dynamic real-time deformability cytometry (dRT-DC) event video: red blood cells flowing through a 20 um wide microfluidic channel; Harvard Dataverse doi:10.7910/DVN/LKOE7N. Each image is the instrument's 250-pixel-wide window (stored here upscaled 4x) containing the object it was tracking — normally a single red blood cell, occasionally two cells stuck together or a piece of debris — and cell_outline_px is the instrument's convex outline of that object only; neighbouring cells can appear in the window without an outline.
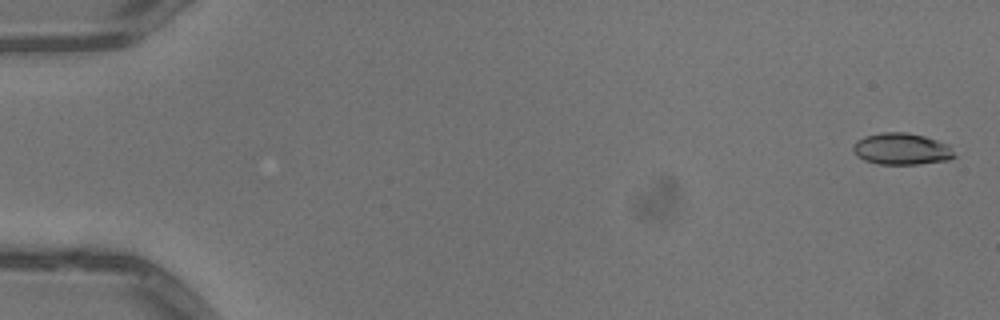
{"species": "common noctule bat (a hibernating species)", "species_latin": "Nyctalus noctula", "temperature_condition": "warm", "stored_images_in_passage": 12, "camera_frame_rate_fps": 3000, "um_per_image_px": 0.085, "animal": {"sex": "male", "body_mass_g": 13.3}, "frame": {"image": 1, "passage_image": 2, "time_ms": 0.333, "image_size_px": [1000, 320], "cell_outline_px": [[956, 156], [948, 160], [916, 164], [880, 164], [864, 160], [856, 156], [852, 152], [852, 148], [856, 140], [864, 136], [880, 132], [904, 132], [924, 136], [948, 144]], "centroid_in_image_um": [76.59, 12.65], "position_along_channel_um": 8.4, "area_um2": 18.73}}